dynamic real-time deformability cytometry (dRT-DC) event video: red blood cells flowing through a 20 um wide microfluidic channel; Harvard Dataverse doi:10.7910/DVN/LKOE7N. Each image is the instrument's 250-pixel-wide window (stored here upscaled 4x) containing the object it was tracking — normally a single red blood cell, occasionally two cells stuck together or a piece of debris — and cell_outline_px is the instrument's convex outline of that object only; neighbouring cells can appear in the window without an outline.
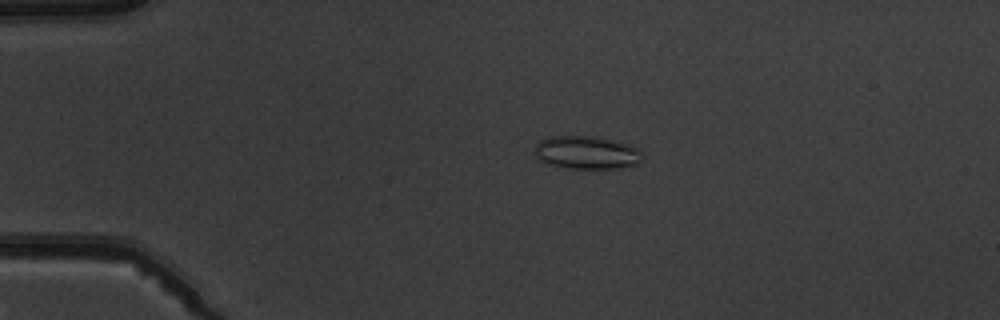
{"species": "common noctule bat (a hibernating species)", "species_latin": "Nyctalus noctula", "temperature_condition": "warm", "stored_images_in_passage": 5, "camera_frame_rate_fps": 3000, "um_per_image_px": 0.085, "animal": {"sex": "male", "body_mass_g": 19.5, "forearm_length_mm": 54.6}, "frame": {"image": 1, "passage_image": 4, "time_ms": 3.333, "image_size_px": [1000, 320], "cell_outline_px": [[644, 156], [636, 164], [616, 168], [568, 168], [548, 164], [540, 160], [536, 156], [536, 144], [540, 140], [548, 136], [596, 136], [628, 144], [640, 148]], "centroid_in_image_um": [49.88, 12.95], "position_along_channel_um": 35.1, "area_um2": 20.75}}